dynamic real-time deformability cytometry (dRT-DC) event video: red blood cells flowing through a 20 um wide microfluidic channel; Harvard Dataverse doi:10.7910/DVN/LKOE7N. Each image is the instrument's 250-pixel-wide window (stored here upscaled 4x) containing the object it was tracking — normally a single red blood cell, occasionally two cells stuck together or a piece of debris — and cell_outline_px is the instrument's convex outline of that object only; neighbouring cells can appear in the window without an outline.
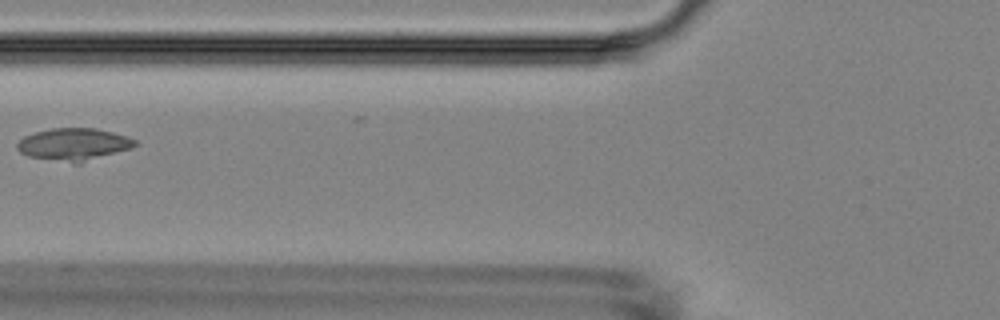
{"species": "Egyptian fruit bat (a non-hibernating species)", "species_latin": "Rousettus aegyptiacus", "temperature_condition": "room temperature", "stored_images_in_passage": 4, "camera_frame_rate_fps": 3000, "um_per_image_px": 0.085, "animal": {"sex": "female"}, "frame": {"image": 1, "passage_image": 3, "time_ms": 2.333, "image_size_px": [1000, 320], "cell_outline_px": [[140, 144], [132, 148], [80, 164], [76, 164], [28, 156], [20, 152], [16, 148], [16, 144], [24, 136], [36, 132], [52, 128], [96, 128], [128, 136], [136, 140]], "centroid_in_image_um": [6.31, 12.28], "position_along_channel_um": 119.5, "area_um2": 22.48}}